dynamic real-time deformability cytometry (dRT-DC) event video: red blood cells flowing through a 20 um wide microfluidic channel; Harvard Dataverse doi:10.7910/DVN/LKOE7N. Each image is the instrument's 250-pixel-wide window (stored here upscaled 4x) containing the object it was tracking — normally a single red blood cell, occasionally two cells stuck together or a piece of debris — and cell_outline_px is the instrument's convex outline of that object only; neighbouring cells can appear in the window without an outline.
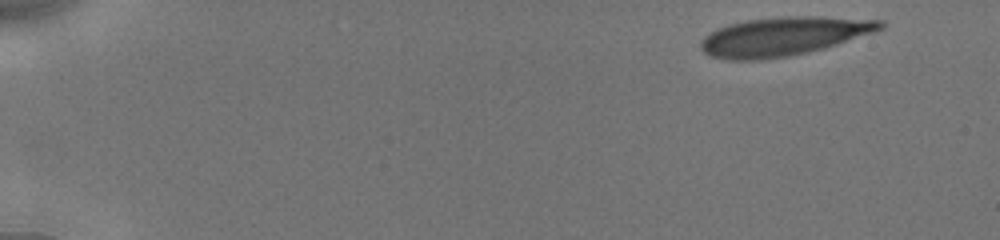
{"species": "human", "species_latin": "Homo sapiens", "temperature_condition": "cold", "stored_images_in_passage": 9, "camera_frame_rate_fps": 3000, "um_per_image_px": 0.085, "donor": {"sex": "male"}, "frame": {"image": 1, "passage_image": 1, "time_ms": 0.0, "image_size_px": [1000, 240], "cell_outline_px": [[884, 28], [824, 48], [788, 56], [760, 60], [728, 60], [708, 56], [700, 48], [700, 40], [704, 36], [716, 28], [728, 24], [748, 20], [780, 16], [816, 16], [884, 20]], "centroid_in_image_um": [66.54, 3.08], "position_along_channel_um": 18.5, "area_um2": 40.52}}
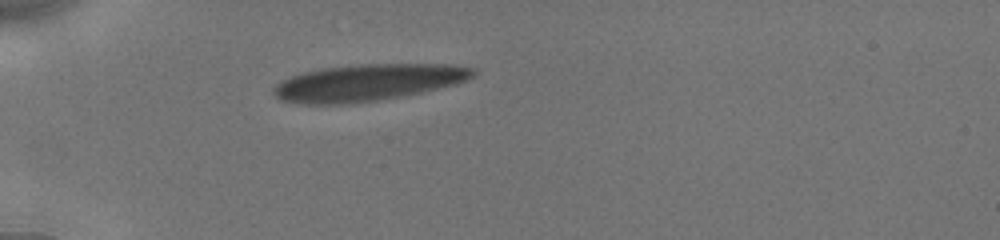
{"frame": {"image": 2, "passage_image": 6, "time_ms": 4.0, "image_size_px": [1000, 240], "cell_outline_px": [[476, 76], [468, 80], [456, 84], [420, 92], [400, 96], [376, 100], [340, 104], [296, 104], [280, 100], [272, 92], [272, 88], [276, 84], [288, 76], [320, 68], [360, 64], [452, 64], [476, 68]], "centroid_in_image_um": [31.26, 7.0], "position_along_channel_um": 53.7, "area_um2": 42.89}}
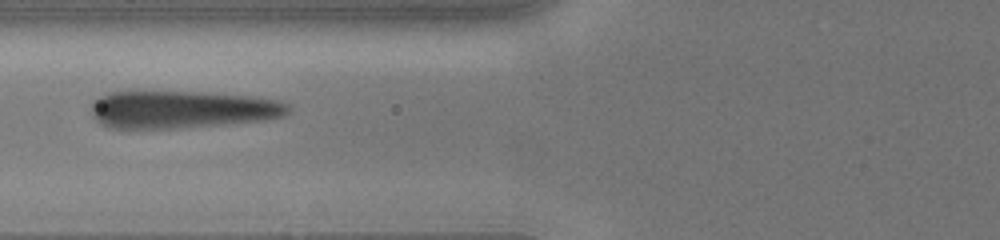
{"frame": {"image": 3, "passage_image": 8, "time_ms": 6.0, "image_size_px": [1000, 240], "cell_outline_px": [[288, 112], [280, 116], [264, 120], [176, 128], [108, 128], [100, 124], [92, 116], [92, 104], [100, 96], [108, 92], [132, 88], [136, 88], [208, 92], [260, 96], [280, 100], [288, 104]], "centroid_in_image_um": [15.38, 9.24], "position_along_channel_um": 110.4, "area_um2": 44.62}}